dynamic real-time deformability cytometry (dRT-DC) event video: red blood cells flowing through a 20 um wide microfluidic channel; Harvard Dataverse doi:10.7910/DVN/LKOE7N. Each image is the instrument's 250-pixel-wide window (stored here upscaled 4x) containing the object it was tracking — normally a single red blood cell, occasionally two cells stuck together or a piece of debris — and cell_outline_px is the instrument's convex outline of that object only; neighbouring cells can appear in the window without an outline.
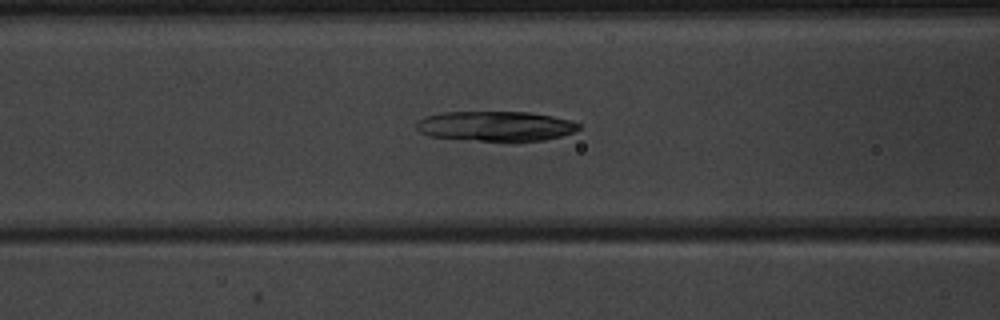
{"species": "common noctule bat (a hibernating species)", "species_latin": "Nyctalus noctula", "temperature_condition": "warm", "stored_images_in_passage": 46, "camera_frame_rate_fps": 3000, "um_per_image_px": 0.085, "animal": {"sex": "male", "body_mass_g": 20.1, "forearm_length_mm": 53.5}, "frame": {"image": 1, "passage_image": 16, "time_ms": 5.0, "image_size_px": [1000, 320], "cell_outline_px": [[580, 128], [576, 132], [544, 140], [512, 144], [428, 136], [420, 132], [416, 128], [416, 120], [424, 116], [440, 112], [528, 112], [552, 116], [572, 120], [580, 124]], "centroid_in_image_um": [42.14, 10.75], "position_along_channel_um": 124.5, "area_um2": 29.42}}
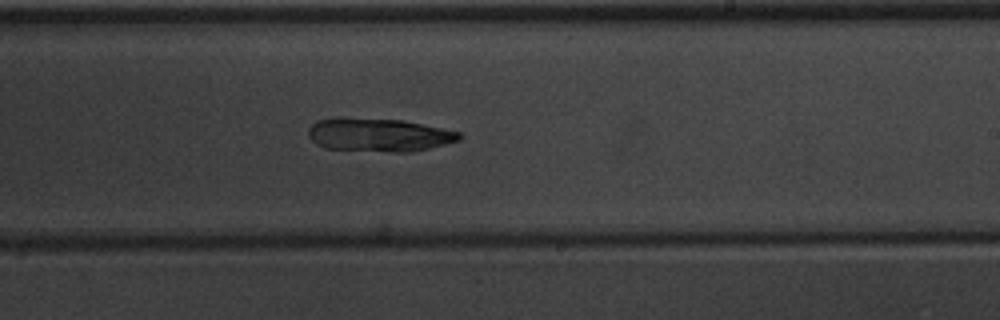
{"frame": {"image": 2, "passage_image": 26, "time_ms": 8.333, "image_size_px": [1000, 320], "cell_outline_px": [[464, 136], [460, 140], [412, 152], [392, 152], [324, 148], [316, 144], [308, 136], [308, 128], [316, 120], [336, 116], [344, 116], [404, 120], [460, 132]], "centroid_in_image_um": [32.15, 11.44], "position_along_channel_um": 256.8, "area_um2": 29.88}}
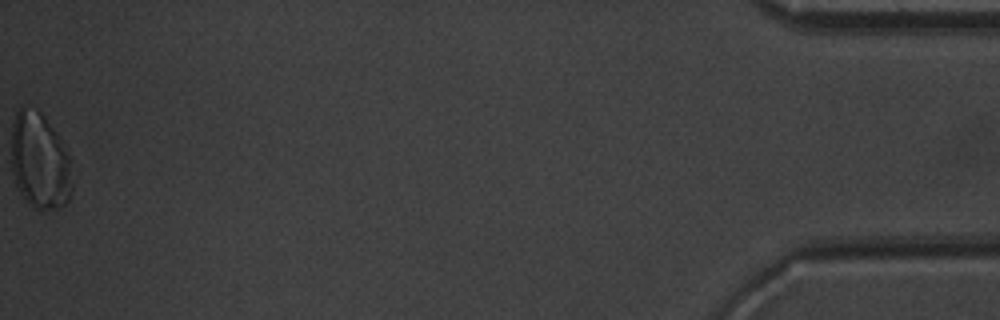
{"frame": {"image": 3, "passage_image": 46, "time_ms": 15.0, "image_size_px": [1000, 320], "cell_outline_px": [[72, 192], [68, 200], [64, 204], [52, 208], [36, 208], [24, 200], [16, 184], [12, 172], [12, 124], [16, 112], [24, 104], [40, 112], [44, 116], [56, 132], [68, 156], [72, 184]], "centroid_in_image_um": [3.35, 13.66], "position_along_channel_um": 431.8, "area_um2": 33.76}}